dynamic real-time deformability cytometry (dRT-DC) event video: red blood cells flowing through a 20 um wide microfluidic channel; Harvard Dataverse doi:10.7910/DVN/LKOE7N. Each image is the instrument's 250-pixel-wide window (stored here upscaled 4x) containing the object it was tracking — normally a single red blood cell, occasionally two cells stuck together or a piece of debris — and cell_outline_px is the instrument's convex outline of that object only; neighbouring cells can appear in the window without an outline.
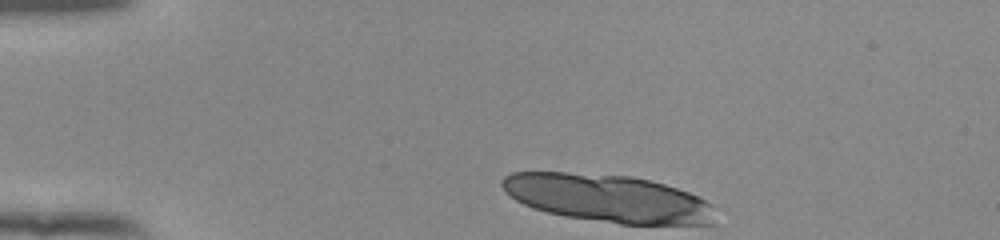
{"species": "human", "species_latin": "Homo sapiens", "temperature_condition": "room temperature", "stored_images_in_passage": 9, "camera_frame_rate_fps": 3000, "um_per_image_px": 0.085, "donor": {"sex": "female"}, "frame": {"image": 1, "passage_image": 1, "time_ms": 0.0, "image_size_px": [1000, 240], "cell_outline_px": [[716, 224], [620, 224], [564, 216], [532, 208], [516, 200], [500, 184], [500, 180], [504, 176], [512, 172], [564, 172], [628, 176], [648, 180], [664, 184], [688, 192], [712, 204]], "centroid_in_image_um": [51.66, 16.86], "position_along_channel_um": 33.3, "area_um2": 59.01}}